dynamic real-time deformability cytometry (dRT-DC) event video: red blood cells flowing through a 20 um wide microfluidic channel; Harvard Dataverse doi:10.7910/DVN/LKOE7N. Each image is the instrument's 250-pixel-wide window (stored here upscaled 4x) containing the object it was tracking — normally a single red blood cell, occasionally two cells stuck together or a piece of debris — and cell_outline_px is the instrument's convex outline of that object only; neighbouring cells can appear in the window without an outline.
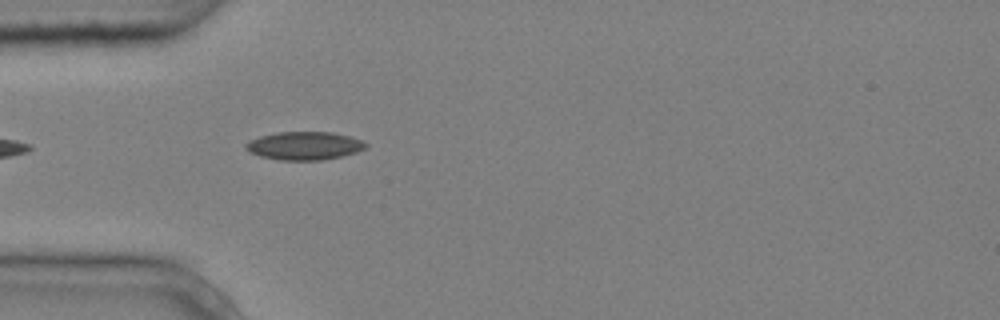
{"species": "common noctule bat (a hibernating species)", "species_latin": "Nyctalus noctula", "temperature_condition": "cold", "stored_images_in_passage": 1, "camera_frame_rate_fps": 3000, "um_per_image_px": 0.085, "animal": {"sex": "male", "body_mass_g": 20.4}, "frame": {"image": 1, "passage_image": 1, "time_ms": 0.0, "image_size_px": [1000, 320], "cell_outline_px": [[368, 144], [364, 148], [356, 152], [340, 156], [320, 160], [280, 160], [260, 156], [248, 152], [244, 148], [244, 144], [248, 140], [260, 136], [276, 132], [332, 132], [348, 136], [360, 140]], "centroid_in_image_um": [25.79, 12.38], "position_along_channel_um": 59.2, "area_um2": 19.65}}